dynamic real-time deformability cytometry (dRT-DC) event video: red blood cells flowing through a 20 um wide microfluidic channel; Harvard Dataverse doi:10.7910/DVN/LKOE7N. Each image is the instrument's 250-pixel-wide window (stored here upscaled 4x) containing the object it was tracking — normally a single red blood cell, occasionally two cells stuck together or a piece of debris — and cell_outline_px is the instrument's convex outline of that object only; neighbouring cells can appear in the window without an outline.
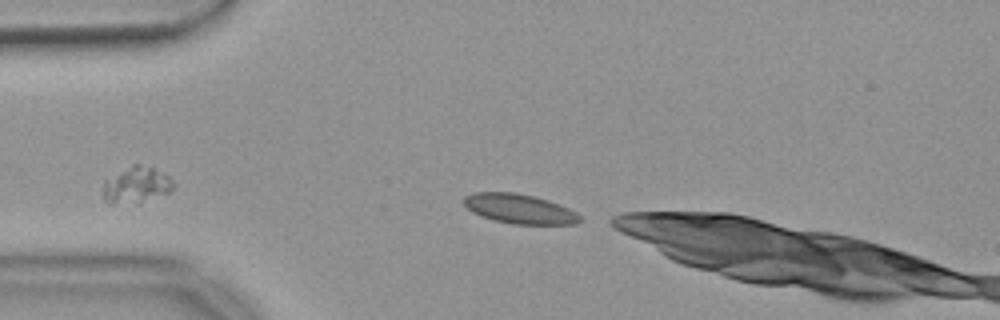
{"species": "common noctule bat (a hibernating species)", "species_latin": "Nyctalus noctula", "temperature_condition": "warm", "stored_images_in_passage": 12, "camera_frame_rate_fps": 3000, "um_per_image_px": 0.085, "animal": {"sex": "female", "body_mass_g": 18.4}, "frame": {"image": 1, "passage_image": 1, "time_ms": 0.0, "image_size_px": [1000, 320], "cell_outline_px": [[580, 220], [576, 224], [512, 224], [492, 220], [480, 216], [472, 212], [464, 204], [464, 196], [472, 192], [516, 192], [548, 200], [568, 208], [576, 212], [580, 216]], "centroid_in_image_um": [44.11, 17.75], "position_along_channel_um": 40.9, "area_um2": 20.0}}